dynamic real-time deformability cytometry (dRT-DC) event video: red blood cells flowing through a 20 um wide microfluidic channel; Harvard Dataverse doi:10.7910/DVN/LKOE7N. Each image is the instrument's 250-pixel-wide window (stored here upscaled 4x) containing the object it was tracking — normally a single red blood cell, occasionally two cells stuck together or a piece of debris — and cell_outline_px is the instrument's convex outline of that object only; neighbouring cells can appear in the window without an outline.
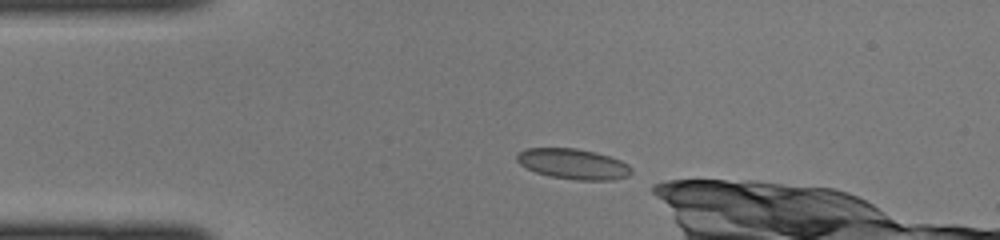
{"species": "common noctule bat (a hibernating species)", "species_latin": "Nyctalus noctula", "temperature_condition": "cold", "stored_images_in_passage": 28, "camera_frame_rate_fps": 3000, "um_per_image_px": 0.085, "animal": {"sex": "female", "body_mass_g": 22.0, "forearm_length_mm": 56.7}, "frame": {"image": 1, "passage_image": 1, "time_ms": 0.0, "image_size_px": [1000, 240], "cell_outline_px": [[632, 172], [628, 176], [612, 180], [576, 180], [552, 176], [536, 172], [520, 164], [516, 160], [516, 152], [528, 148], [576, 148], [596, 152], [620, 160], [628, 164], [632, 168]], "centroid_in_image_um": [48.73, 13.93], "position_along_channel_um": 36.3, "area_um2": 20.29}}
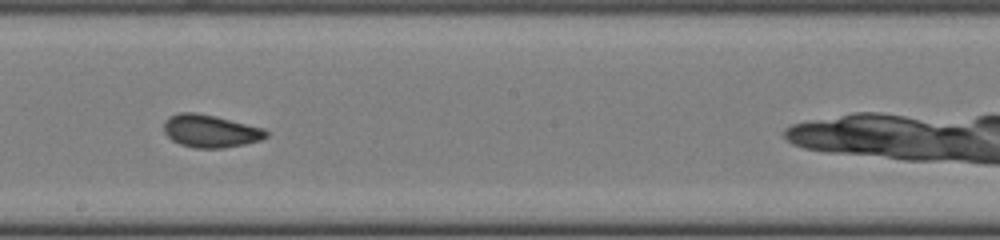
{"frame": {"image": 2, "passage_image": 16, "time_ms": 5.0, "image_size_px": [1000, 240], "cell_outline_px": [[268, 136], [260, 140], [244, 144], [224, 148], [196, 148], [180, 144], [172, 140], [164, 132], [164, 120], [168, 116], [180, 112], [196, 112], [216, 116], [264, 128], [268, 132]], "centroid_in_image_um": [17.87, 11.13], "position_along_channel_um": 230.3, "area_um2": 19.59}}
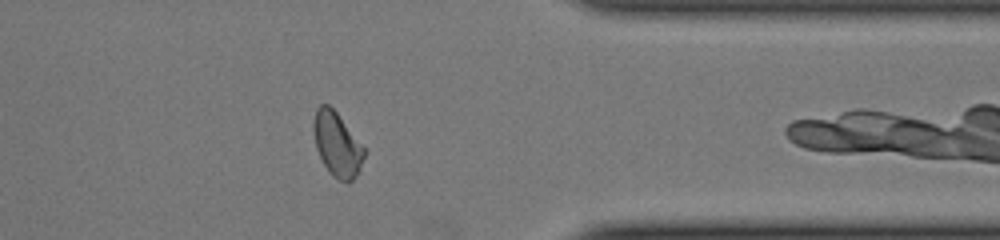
{"frame": {"image": 3, "passage_image": 27, "time_ms": 8.667, "image_size_px": [1000, 240], "cell_outline_px": [[364, 156], [360, 168], [356, 176], [348, 184], [332, 176], [328, 172], [316, 148], [312, 128], [312, 120], [316, 108], [320, 104], [328, 104], [336, 112], [364, 148]], "centroid_in_image_um": [28.61, 12.27], "position_along_channel_um": 382.8, "area_um2": 18.84}}